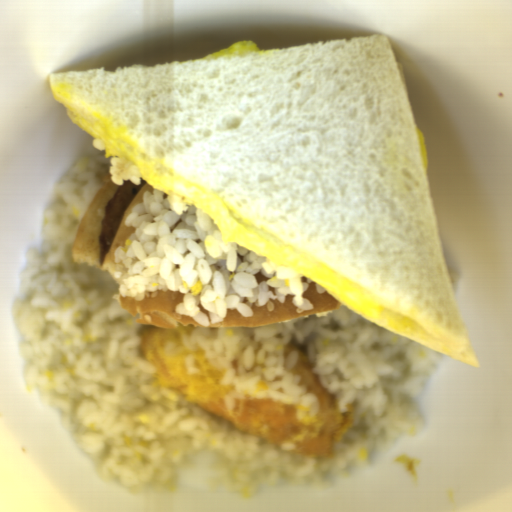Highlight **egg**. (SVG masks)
<instances>
[{"instance_id":"3","label":"egg","mask_w":512,"mask_h":512,"mask_svg":"<svg viewBox=\"0 0 512 512\" xmlns=\"http://www.w3.org/2000/svg\"><path fill=\"white\" fill-rule=\"evenodd\" d=\"M416 134L418 138L419 148L421 152L422 162L424 166L425 174L428 173V158H429V150L426 143V139L422 133V131L419 129L418 126H415Z\"/></svg>"},{"instance_id":"1","label":"egg","mask_w":512,"mask_h":512,"mask_svg":"<svg viewBox=\"0 0 512 512\" xmlns=\"http://www.w3.org/2000/svg\"><path fill=\"white\" fill-rule=\"evenodd\" d=\"M72 121L105 146L106 157L121 156L133 164L155 189L186 201L208 216L223 242L259 253L313 281L370 318H383L378 301L325 264L262 228L229 203L116 139L92 122L72 116Z\"/></svg>"},{"instance_id":"2","label":"egg","mask_w":512,"mask_h":512,"mask_svg":"<svg viewBox=\"0 0 512 512\" xmlns=\"http://www.w3.org/2000/svg\"><path fill=\"white\" fill-rule=\"evenodd\" d=\"M253 51H261L258 44L251 40H243L240 42H236L232 46L227 49L215 51L210 55L202 58L201 60H209V59H218V58H226L235 55H240L244 53H249ZM199 60V61H201Z\"/></svg>"}]
</instances>
